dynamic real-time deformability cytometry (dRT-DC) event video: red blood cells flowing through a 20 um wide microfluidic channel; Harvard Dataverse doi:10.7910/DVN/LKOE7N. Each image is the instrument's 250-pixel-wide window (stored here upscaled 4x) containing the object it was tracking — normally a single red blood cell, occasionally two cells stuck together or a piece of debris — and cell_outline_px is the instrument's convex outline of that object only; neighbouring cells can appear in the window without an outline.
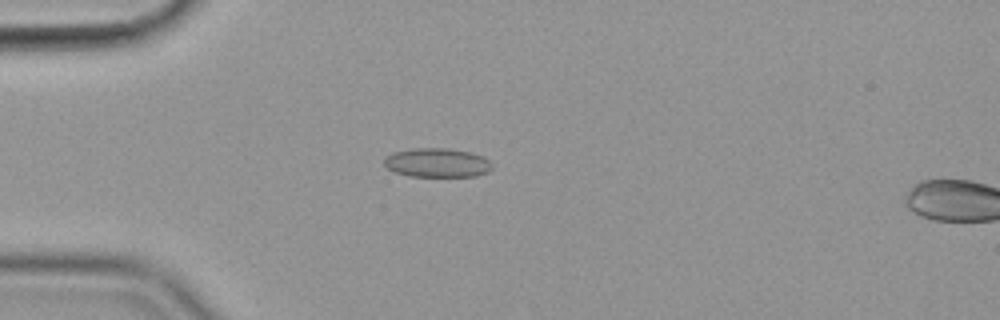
{"species": "common noctule bat (a hibernating species)", "species_latin": "Nyctalus noctula", "temperature_condition": "cold", "stored_images_in_passage": 17, "camera_frame_rate_fps": 3000, "um_per_image_px": 0.085, "animal": {"sex": "female", "body_mass_g": 19.9}, "frame": {"image": 1, "passage_image": 15, "time_ms": 4.667, "image_size_px": [1000, 320], "cell_outline_px": [[492, 168], [488, 172], [476, 176], [408, 176], [396, 172], [388, 168], [384, 164], [384, 156], [392, 152], [412, 148], [448, 148], [468, 152], [484, 156], [492, 164]], "centroid_in_image_um": [37.14, 13.82], "position_along_channel_um": 47.9, "area_um2": 18.38}}